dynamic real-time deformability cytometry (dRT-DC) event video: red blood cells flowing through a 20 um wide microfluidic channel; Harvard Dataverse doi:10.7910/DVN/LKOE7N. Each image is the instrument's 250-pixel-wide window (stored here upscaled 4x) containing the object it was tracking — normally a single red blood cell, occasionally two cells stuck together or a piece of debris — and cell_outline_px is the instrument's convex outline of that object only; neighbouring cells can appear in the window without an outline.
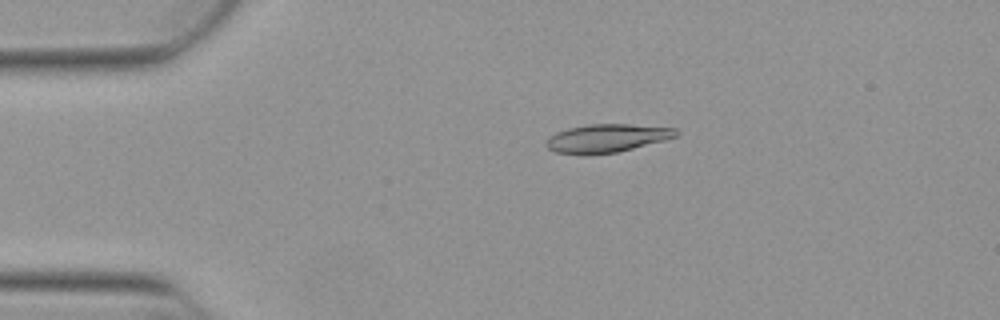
{"species": "Egyptian fruit bat (a non-hibernating species)", "species_latin": "Rousettus aegyptiacus", "temperature_condition": "warm", "stored_images_in_passage": 53, "camera_frame_rate_fps": 3000, "um_per_image_px": 0.085, "animal": {"sex": "female"}, "frame": {"image": 1, "passage_image": 11, "time_ms": 3.333, "image_size_px": [1000, 320], "cell_outline_px": [[680, 132], [676, 136], [664, 140], [616, 152], [584, 156], [580, 156], [556, 152], [548, 148], [544, 144], [548, 136], [556, 132], [568, 128], [588, 124], [628, 124], [676, 128]], "centroid_in_image_um": [51.51, 11.76], "position_along_channel_um": 33.5, "area_um2": 21.62}}
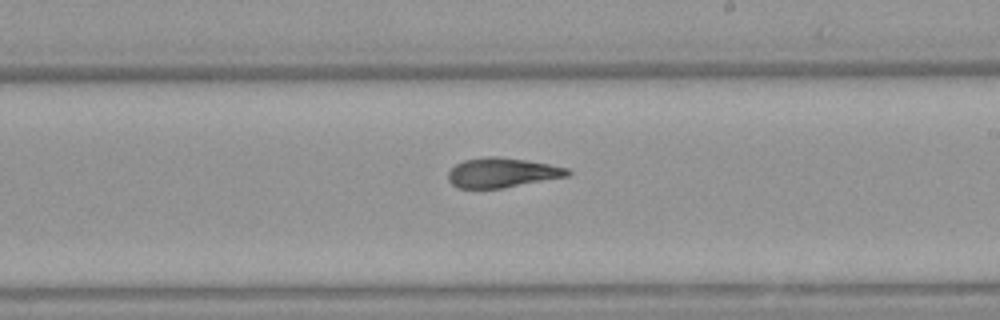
{"frame": {"image": 2, "passage_image": 31, "time_ms": 10.0, "image_size_px": [1000, 320], "cell_outline_px": [[572, 172], [568, 176], [504, 188], [456, 188], [448, 180], [448, 172], [456, 164], [464, 160], [484, 156], [500, 156], [548, 164], [568, 168]], "centroid_in_image_um": [42.66, 14.68], "position_along_channel_um": 246.3, "area_um2": 20.69}}
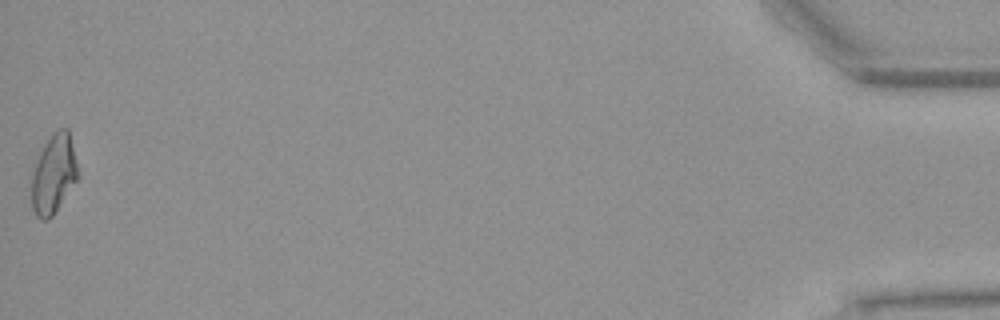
{"frame": {"image": 3, "passage_image": 53, "time_ms": 17.333, "image_size_px": [1000, 320], "cell_outline_px": [[80, 176], [52, 216], [48, 220], [40, 220], [36, 216], [32, 208], [32, 172], [40, 152], [44, 144], [52, 132], [60, 128], [68, 128]], "centroid_in_image_um": [4.57, 14.8], "position_along_channel_um": 430.6, "area_um2": 21.39}, "authors_computed_cell_mechanics": {"area_um2": 20.9814, "velocity_mm_per_s": 3.864, "shape_relaxation_time_tau1_ms": null, "shape_relaxation_time_tau2_ms": 2.0505, "deformation_change_tau1": null, "deformation_change_tau2": 0.097}}